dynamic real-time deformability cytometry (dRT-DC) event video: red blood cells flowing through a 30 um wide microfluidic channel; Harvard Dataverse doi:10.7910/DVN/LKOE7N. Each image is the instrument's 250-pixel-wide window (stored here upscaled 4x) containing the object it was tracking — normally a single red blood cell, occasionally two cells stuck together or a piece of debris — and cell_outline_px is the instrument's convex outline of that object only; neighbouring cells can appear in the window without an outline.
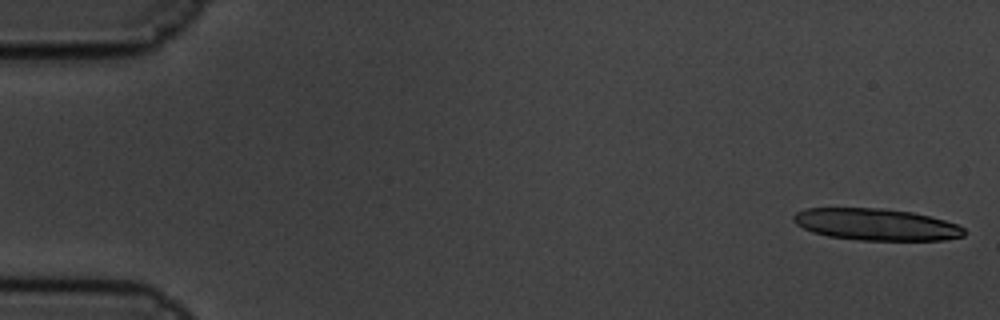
{"species": "common noctule bat (a hibernating species)", "species_latin": "Nyctalus noctula", "temperature_condition": "cold", "stored_images_in_passage": 16, "camera_frame_rate_fps": 3000, "um_per_image_px": 0.085, "animal": {"sex": "male", "body_mass_g": 19.5, "forearm_length_mm": 54.6}, "frame": {"image": 1, "passage_image": 1, "time_ms": 0.0, "image_size_px": [1000, 320], "cell_outline_px": [[968, 232], [964, 236], [944, 240], [860, 240], [828, 236], [812, 232], [796, 224], [792, 220], [792, 216], [796, 212], [804, 208], [884, 208], [912, 212], [944, 220], [956, 224], [964, 228]], "centroid_in_image_um": [74.46, 19.08], "position_along_channel_um": 10.5, "area_um2": 31.73}}